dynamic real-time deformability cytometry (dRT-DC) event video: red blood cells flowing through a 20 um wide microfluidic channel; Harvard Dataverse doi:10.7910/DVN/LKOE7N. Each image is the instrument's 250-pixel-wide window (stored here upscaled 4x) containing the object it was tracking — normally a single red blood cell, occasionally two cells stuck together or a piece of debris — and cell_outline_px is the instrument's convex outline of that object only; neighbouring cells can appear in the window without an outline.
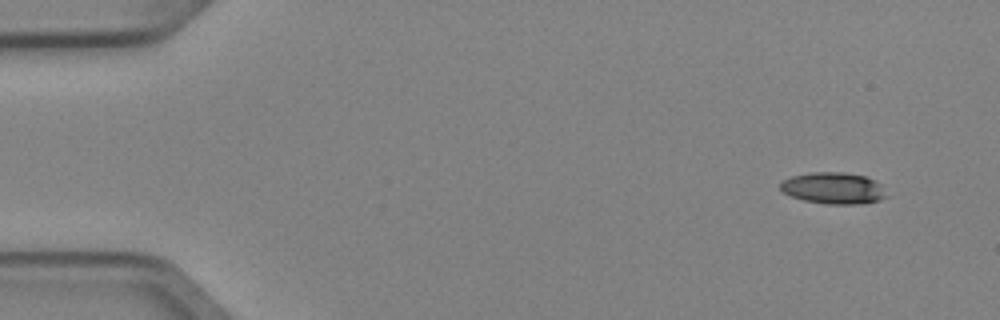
{"species": "Egyptian fruit bat (a non-hibernating species)", "species_latin": "Rousettus aegyptiacus", "temperature_condition": "cold", "stored_images_in_passage": 5, "camera_frame_rate_fps": 3000, "um_per_image_px": 0.085, "animal": {"sex": "female"}, "frame": {"image": 1, "passage_image": 1, "time_ms": 0.0, "image_size_px": [1000, 320], "cell_outline_px": [[888, 196], [880, 200], [860, 204], [824, 204], [804, 200], [792, 196], [784, 192], [780, 188], [780, 180], [792, 176], [812, 172], [844, 172], [864, 176], [880, 184]], "centroid_in_image_um": [70.82, 15.99], "position_along_channel_um": 14.2, "area_um2": 19.48}}
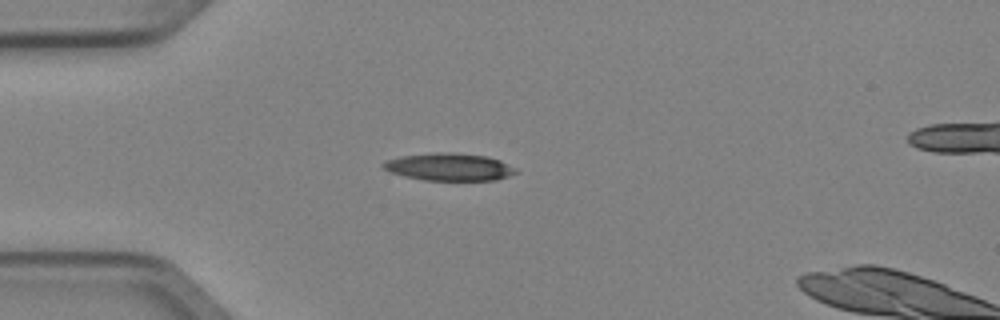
{"frame": {"image": 2, "passage_image": 4, "time_ms": 1.0, "image_size_px": [1000, 320], "cell_outline_px": [[520, 172], [496, 180], [424, 180], [404, 176], [392, 172], [384, 168], [380, 164], [384, 160], [400, 156], [436, 152], [452, 152], [488, 156], [500, 160], [516, 168]], "centroid_in_image_um": [38.19, 14.18], "position_along_channel_um": 46.8, "area_um2": 21.39}}